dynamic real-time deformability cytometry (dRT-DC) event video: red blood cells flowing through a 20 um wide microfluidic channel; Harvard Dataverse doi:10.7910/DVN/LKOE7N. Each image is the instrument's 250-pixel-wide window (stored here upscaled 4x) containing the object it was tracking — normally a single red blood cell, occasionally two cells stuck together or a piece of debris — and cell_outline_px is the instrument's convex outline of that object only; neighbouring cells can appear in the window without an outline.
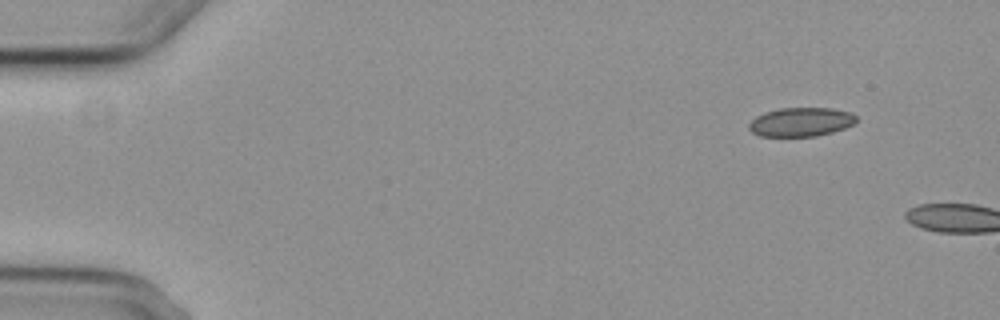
{"species": "common noctule bat (a hibernating species)", "species_latin": "Nyctalus noctula", "temperature_condition": "cold", "stored_images_in_passage": 2, "camera_frame_rate_fps": 3000, "um_per_image_px": 0.085, "animal": {"sex": "female", "body_mass_g": 29.2, "forearm_length_mm": 56.3}, "frame": {"image": 1, "passage_image": 1, "time_ms": 0.0, "image_size_px": [1000, 320], "cell_outline_px": [[856, 120], [852, 124], [844, 128], [832, 132], [816, 136], [760, 136], [752, 132], [748, 128], [748, 124], [756, 116], [764, 112], [780, 108], [832, 108], [852, 112], [856, 116]], "centroid_in_image_um": [68.06, 10.36], "position_along_channel_um": 16.9, "area_um2": 18.09}}